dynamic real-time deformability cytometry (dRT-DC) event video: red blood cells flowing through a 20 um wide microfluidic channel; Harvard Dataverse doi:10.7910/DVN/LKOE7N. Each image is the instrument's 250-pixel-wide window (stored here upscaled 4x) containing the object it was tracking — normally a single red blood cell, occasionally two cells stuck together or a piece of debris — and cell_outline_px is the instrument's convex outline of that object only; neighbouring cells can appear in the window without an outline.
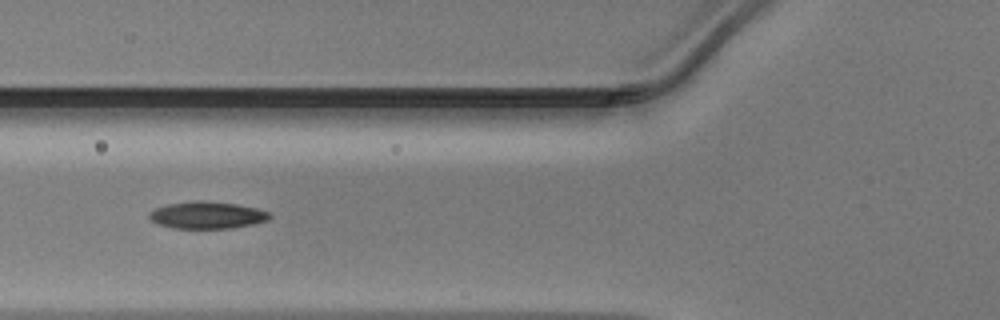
{"species": "Egyptian fruit bat (a non-hibernating species)", "species_latin": "Rousettus aegyptiacus", "temperature_condition": "warm", "stored_images_in_passage": 16, "camera_frame_rate_fps": 3000, "um_per_image_px": 0.085, "animal": {"sex": "male"}, "frame": {"image": 1, "passage_image": 5, "time_ms": 1.333, "image_size_px": [1000, 320], "cell_outline_px": [[272, 216], [268, 220], [252, 224], [232, 228], [172, 228], [160, 224], [152, 220], [148, 216], [148, 212], [156, 208], [168, 204], [196, 200], [200, 200], [236, 204], [256, 208], [268, 212]], "centroid_in_image_um": [17.6, 18.28], "position_along_channel_um": 108.2, "area_um2": 18.84}}
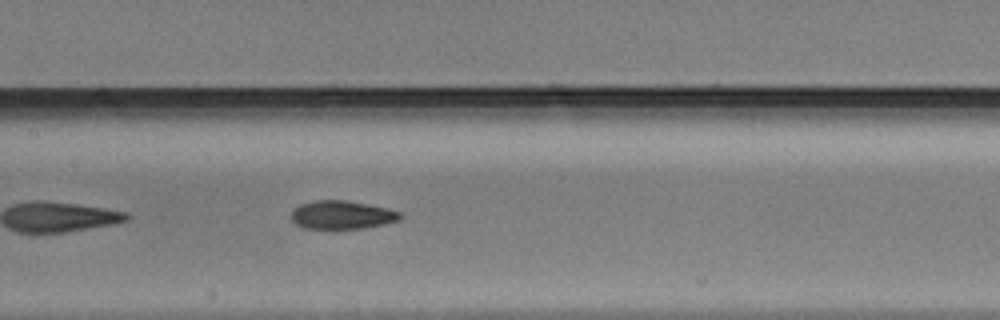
{"frame": {"image": 2, "passage_image": 10, "time_ms": 3.0, "image_size_px": [1000, 320], "cell_outline_px": [[400, 216], [396, 220], [384, 224], [364, 228], [332, 232], [304, 228], [296, 224], [288, 216], [292, 208], [300, 204], [316, 200], [348, 200], [368, 204], [400, 212]], "centroid_in_image_um": [28.93, 18.31], "position_along_channel_um": 178.5, "area_um2": 18.79}}